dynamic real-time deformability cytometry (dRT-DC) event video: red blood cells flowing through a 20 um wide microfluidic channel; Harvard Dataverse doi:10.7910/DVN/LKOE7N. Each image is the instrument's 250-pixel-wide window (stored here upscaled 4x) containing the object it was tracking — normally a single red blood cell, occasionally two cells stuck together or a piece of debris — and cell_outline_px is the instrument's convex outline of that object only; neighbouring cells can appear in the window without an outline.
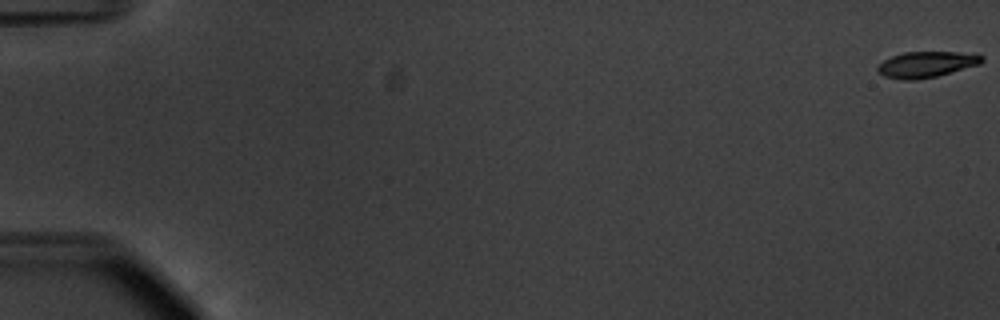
{"species": "common noctule bat (a hibernating species)", "species_latin": "Nyctalus noctula", "temperature_condition": "warm", "stored_images_in_passage": 56, "camera_frame_rate_fps": 3000, "um_per_image_px": 0.085, "animal": {"sex": "male", "body_mass_g": 20.1, "forearm_length_mm": 53.5}, "frame": {"image": 1, "passage_image": 1, "time_ms": 0.0, "image_size_px": [1000, 320], "cell_outline_px": [[984, 60], [980, 64], [936, 76], [916, 80], [904, 80], [884, 76], [876, 68], [884, 60], [892, 56], [904, 52], [956, 52], [984, 56]], "centroid_in_image_um": [78.73, 5.48], "position_along_channel_um": 6.3, "area_um2": 15.49}}
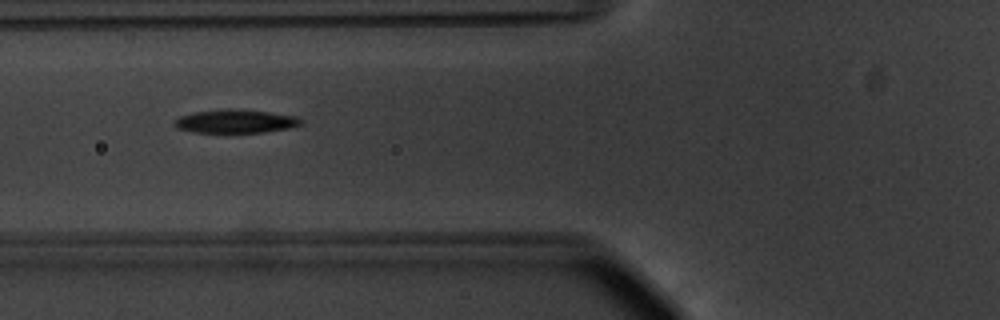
{"frame": {"image": 2, "passage_image": 23, "time_ms": 7.333, "image_size_px": [1000, 320], "cell_outline_px": [[304, 120], [300, 124], [292, 128], [264, 132], [192, 132], [176, 128], [172, 124], [172, 120], [180, 116], [196, 112], [224, 108], [232, 108], [268, 112], [296, 116]], "centroid_in_image_um": [19.99, 10.3], "position_along_channel_um": 105.8, "area_um2": 17.46}}
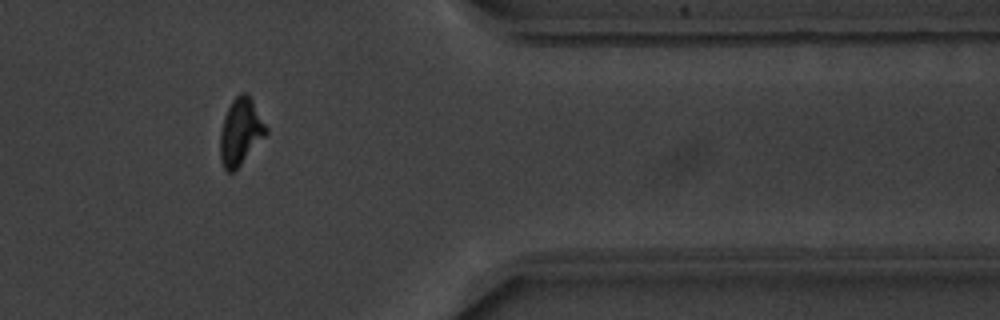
{"frame": {"image": 3, "passage_image": 47, "time_ms": 15.333, "image_size_px": [1000, 320], "cell_outline_px": [[268, 132], [240, 164], [232, 172], [228, 172], [224, 168], [220, 160], [220, 132], [224, 116], [232, 100], [240, 92], [248, 92], [268, 128]], "centroid_in_image_um": [20.44, 11.15], "position_along_channel_um": 391.0, "area_um2": 17.69}, "authors_computed_cell_mechanics": {"area_um2": 17.2533, "velocity_mm_per_s": 3.7546, "shape_relaxation_time_tau1_ms": 3.055, "shape_relaxation_time_tau2_ms": 4.0524, "deformation_change_tau1": 0.152, "deformation_change_tau2": 0.1026}}